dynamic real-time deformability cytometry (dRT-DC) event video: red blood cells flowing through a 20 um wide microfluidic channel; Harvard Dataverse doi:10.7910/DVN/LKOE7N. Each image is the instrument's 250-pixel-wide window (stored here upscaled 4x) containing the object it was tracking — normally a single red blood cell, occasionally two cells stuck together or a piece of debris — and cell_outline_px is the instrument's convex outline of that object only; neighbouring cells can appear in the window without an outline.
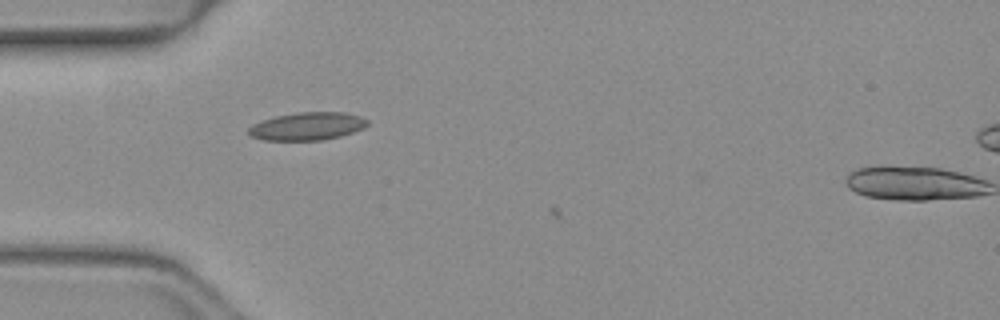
{"species": "common noctule bat (a hibernating species)", "species_latin": "Nyctalus noctula", "temperature_condition": "warm", "stored_images_in_passage": 5, "camera_frame_rate_fps": 3000, "um_per_image_px": 0.085, "animal": {"sex": "female", "body_mass_g": 19.3, "forearm_length_mm": 54.1}, "frame": {"image": 1, "passage_image": 4, "time_ms": 1.0, "image_size_px": [1000, 320], "cell_outline_px": [[368, 124], [364, 128], [340, 136], [320, 140], [264, 140], [252, 136], [248, 132], [248, 128], [252, 124], [276, 116], [296, 112], [344, 112], [360, 116], [368, 120]], "centroid_in_image_um": [26.13, 10.72], "position_along_channel_um": 58.9, "area_um2": 19.19}}